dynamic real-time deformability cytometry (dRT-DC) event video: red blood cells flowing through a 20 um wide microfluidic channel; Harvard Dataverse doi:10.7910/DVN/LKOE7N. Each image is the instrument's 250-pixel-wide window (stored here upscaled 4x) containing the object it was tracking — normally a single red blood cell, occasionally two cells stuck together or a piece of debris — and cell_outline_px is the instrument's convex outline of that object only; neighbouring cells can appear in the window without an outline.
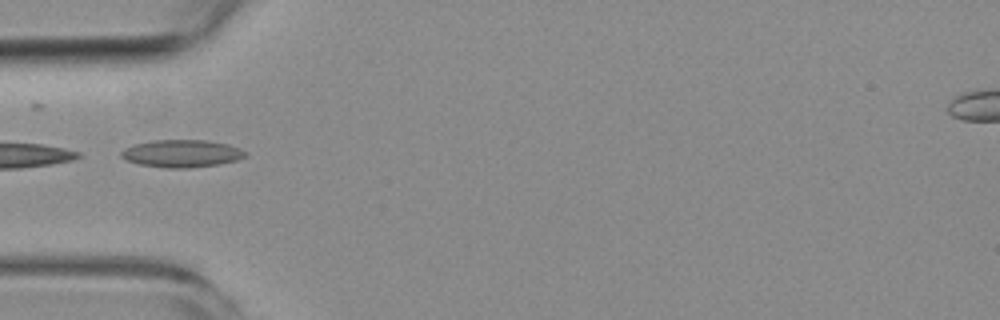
{"species": "common noctule bat (a hibernating species)", "species_latin": "Nyctalus noctula", "temperature_condition": "room temperature", "stored_images_in_passage": 8, "camera_frame_rate_fps": 3000, "um_per_image_px": 0.085, "animal": {"sex": "female", "body_mass_g": 19.3, "forearm_length_mm": 54.1}, "frame": {"image": 1, "passage_image": 3, "time_ms": 3.333, "image_size_px": [1000, 320], "cell_outline_px": [[248, 152], [244, 156], [236, 160], [220, 164], [188, 168], [164, 168], [140, 164], [128, 160], [120, 156], [120, 152], [124, 148], [136, 144], [152, 140], [208, 140], [228, 144], [240, 148]], "centroid_in_image_um": [15.46, 13.04], "position_along_channel_um": 69.5, "area_um2": 19.88}}
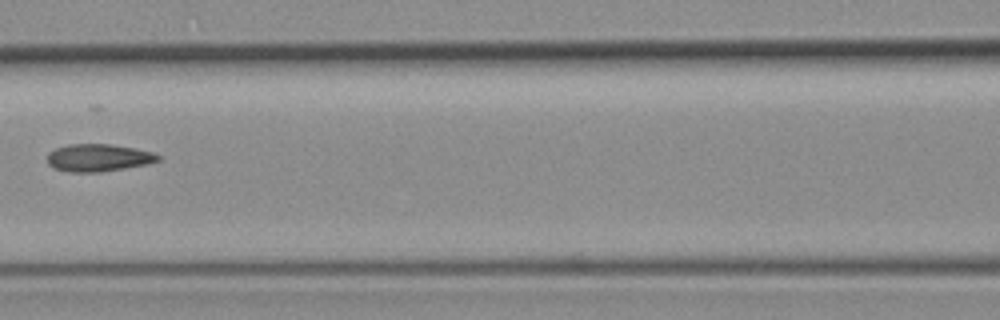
{"frame": {"image": 2, "passage_image": 5, "time_ms": 5.667, "image_size_px": [1000, 320], "cell_outline_px": [[160, 160], [148, 164], [100, 172], [68, 172], [52, 168], [48, 164], [48, 152], [56, 148], [68, 144], [112, 144], [152, 152], [160, 156]], "centroid_in_image_um": [8.33, 13.41], "position_along_channel_um": 158.3, "area_um2": 17.74}}
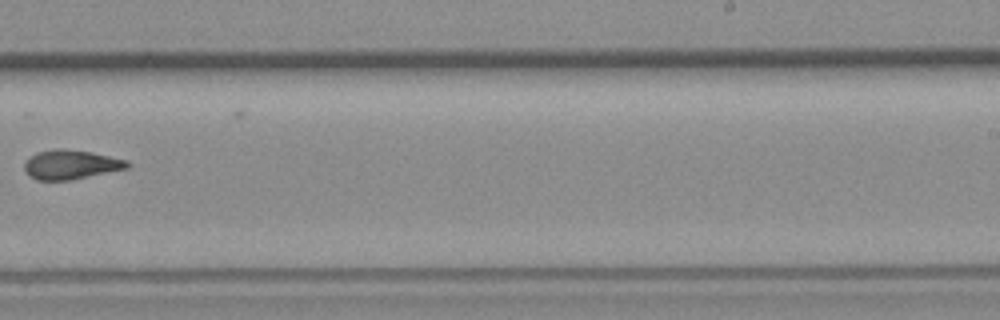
{"frame": {"image": 3, "passage_image": 8, "time_ms": 9.0, "image_size_px": [1000, 320], "cell_outline_px": [[128, 168], [68, 180], [36, 180], [28, 176], [24, 168], [24, 164], [36, 152], [56, 148], [60, 148], [88, 152], [128, 160]], "centroid_in_image_um": [5.97, 13.99], "position_along_channel_um": 283.0, "area_um2": 17.22}}